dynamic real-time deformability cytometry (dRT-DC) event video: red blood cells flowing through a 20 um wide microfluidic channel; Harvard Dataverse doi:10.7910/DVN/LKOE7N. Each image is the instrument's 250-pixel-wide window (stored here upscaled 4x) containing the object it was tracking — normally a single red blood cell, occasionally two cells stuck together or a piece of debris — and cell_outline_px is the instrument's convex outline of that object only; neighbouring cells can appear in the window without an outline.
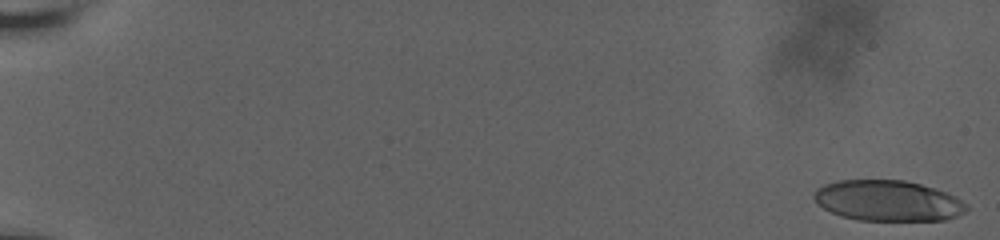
{"species": "human", "species_latin": "Homo sapiens", "temperature_condition": "room temperature", "stored_images_in_passage": 14, "camera_frame_rate_fps": 3000, "um_per_image_px": 0.085, "donor": {"sex": "male"}, "frame": {"image": 1, "passage_image": 1, "time_ms": 0.0, "image_size_px": [1000, 240], "cell_outline_px": [[968, 208], [964, 212], [956, 216], [944, 220], [860, 220], [844, 216], [832, 212], [816, 204], [812, 196], [816, 188], [824, 184], [836, 180], [904, 180], [920, 184], [948, 192], [968, 204]], "centroid_in_image_um": [75.46, 17.05], "position_along_channel_um": 9.5, "area_um2": 36.24}}
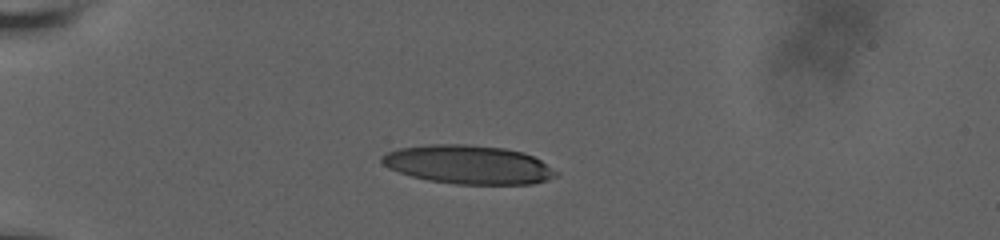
{"frame": {"image": 2, "passage_image": 10, "time_ms": 5.667, "image_size_px": [1000, 240], "cell_outline_px": [[560, 172], [556, 176], [548, 180], [532, 184], [456, 184], [428, 180], [412, 176], [388, 168], [380, 160], [380, 156], [396, 148], [428, 144], [464, 144], [504, 148], [524, 152], [540, 160]], "centroid_in_image_um": [39.81, 13.99], "position_along_channel_um": 45.2, "area_um2": 39.42}}
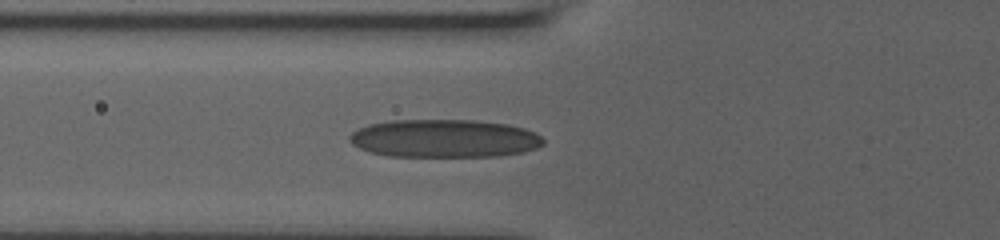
{"frame": {"image": 3, "passage_image": 14, "time_ms": 8.0, "image_size_px": [1000, 240], "cell_outline_px": [[544, 144], [536, 148], [524, 152], [500, 156], [388, 156], [368, 152], [352, 144], [348, 140], [348, 136], [356, 128], [368, 124], [392, 120], [476, 120], [508, 124], [524, 128], [536, 132], [544, 140]], "centroid_in_image_um": [37.75, 11.76], "position_along_channel_um": 88.1, "area_um2": 43.41}}